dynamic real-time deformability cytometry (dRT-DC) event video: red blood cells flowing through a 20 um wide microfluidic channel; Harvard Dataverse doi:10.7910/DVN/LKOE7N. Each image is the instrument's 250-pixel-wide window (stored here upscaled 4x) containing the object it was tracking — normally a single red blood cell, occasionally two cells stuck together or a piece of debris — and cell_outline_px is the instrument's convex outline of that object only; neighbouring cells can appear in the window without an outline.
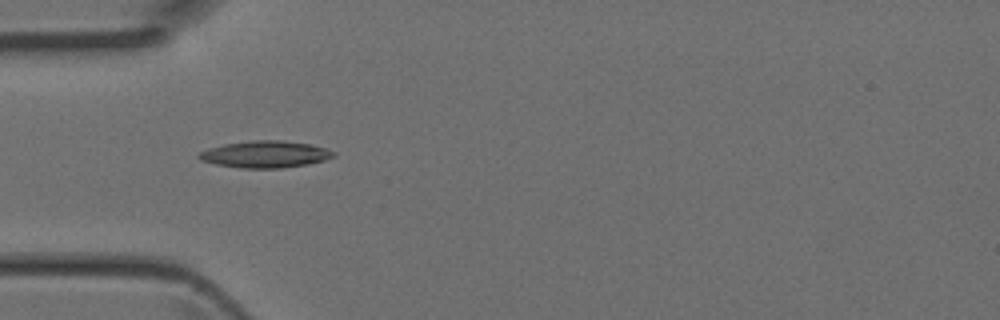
{"species": "Egyptian fruit bat (a non-hibernating species)", "species_latin": "Rousettus aegyptiacus", "temperature_condition": "room temperature", "stored_images_in_passage": 34, "camera_frame_rate_fps": 3000, "um_per_image_px": 0.085, "animal": {"sex": "female"}, "frame": {"image": 1, "passage_image": 3, "time_ms": 0.667, "image_size_px": [1000, 320], "cell_outline_px": [[336, 156], [324, 160], [308, 164], [280, 168], [244, 168], [216, 164], [200, 160], [196, 156], [200, 152], [208, 148], [224, 144], [252, 140], [284, 140], [312, 144], [336, 152]], "centroid_in_image_um": [22.56, 13.1], "position_along_channel_um": 62.4, "area_um2": 21.1}}
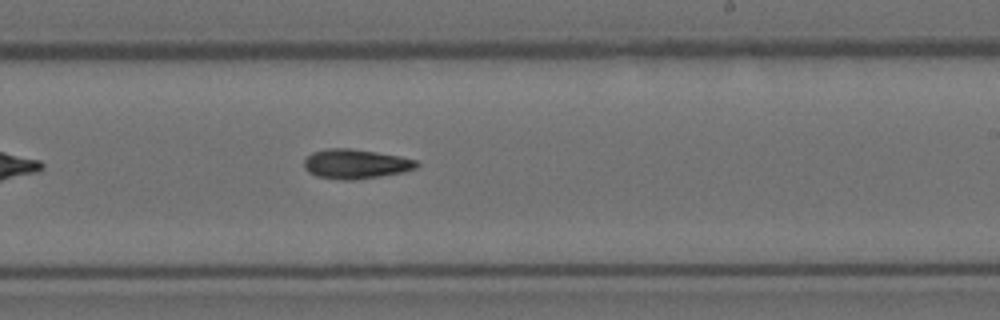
{"frame": {"image": 2, "passage_image": 16, "time_ms": 5.0, "image_size_px": [1000, 320], "cell_outline_px": [[420, 164], [416, 168], [404, 172], [380, 176], [352, 180], [344, 180], [316, 176], [308, 172], [304, 168], [304, 160], [312, 152], [328, 148], [348, 148], [376, 152], [400, 156], [416, 160]], "centroid_in_image_um": [30.23, 13.93], "position_along_channel_um": 258.8, "area_um2": 19.36}}
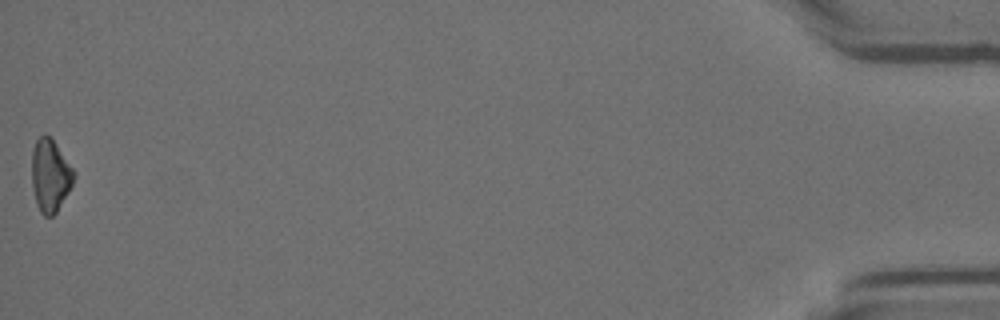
{"frame": {"image": 3, "passage_image": 34, "time_ms": 11.0, "image_size_px": [1000, 320], "cell_outline_px": [[76, 176], [68, 192], [56, 212], [52, 216], [44, 216], [40, 212], [36, 204], [32, 184], [32, 152], [36, 140], [44, 132], [56, 144], [76, 172]], "centroid_in_image_um": [4.27, 14.91], "position_along_channel_um": 430.9, "area_um2": 17.74}}